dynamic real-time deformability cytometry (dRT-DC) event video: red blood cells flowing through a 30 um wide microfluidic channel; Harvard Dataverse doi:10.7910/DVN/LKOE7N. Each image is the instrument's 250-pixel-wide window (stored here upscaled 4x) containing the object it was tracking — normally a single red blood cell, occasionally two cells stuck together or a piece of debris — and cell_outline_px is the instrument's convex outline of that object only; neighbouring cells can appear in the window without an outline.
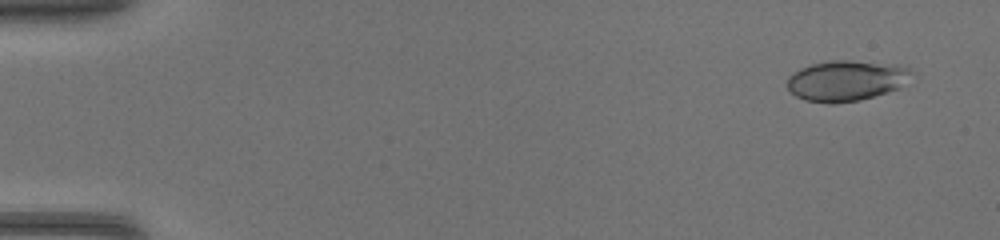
{"species": "common noctule bat (a hibernating species)", "species_latin": "Nyctalus noctula", "temperature_condition": "warm", "stored_images_in_passage": 47, "segment_of_instrument_passage": [1, 2], "camera_frame_rate_fps": 3000, "um_per_image_px": 0.085, "animal": {"sex": "female", "body_mass_g": 17.0, "forearm_length_mm": 48.0}, "frame": {"image": 1, "passage_image": 3, "time_ms": 0.667, "image_size_px": [1000, 240], "cell_outline_px": [[912, 72], [896, 88], [860, 100], [832, 104], [828, 104], [804, 100], [796, 96], [788, 88], [788, 76], [792, 72], [800, 68], [812, 64], [828, 60], [848, 60], [896, 64], [908, 68]], "centroid_in_image_um": [71.83, 6.84], "position_along_channel_um": 13.2, "area_um2": 29.02}}
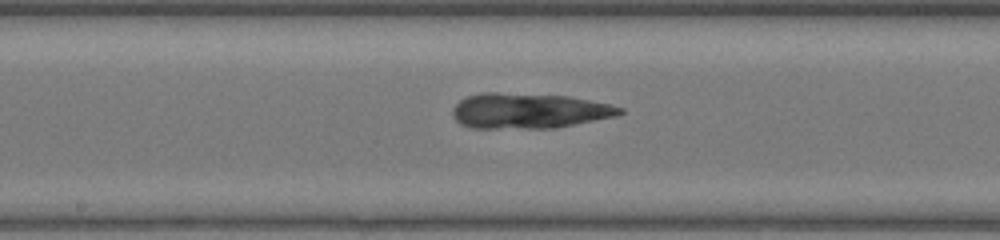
{"frame": {"image": 2, "passage_image": 25, "time_ms": 8.0, "image_size_px": [1000, 240], "cell_outline_px": [[624, 112], [616, 116], [556, 128], [472, 128], [460, 124], [452, 116], [452, 108], [460, 100], [468, 96], [480, 92], [496, 92], [568, 96], [608, 104], [624, 108]], "centroid_in_image_um": [44.92, 9.42], "position_along_channel_um": 203.3, "area_um2": 34.51}}
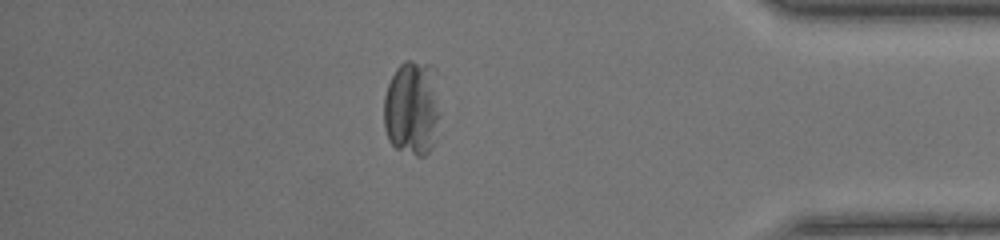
{"frame": {"image": 3, "passage_image": 40, "time_ms": 13.0, "image_size_px": [1000, 240], "cell_outline_px": [[440, 116], [432, 148], [424, 156], [416, 156], [396, 148], [388, 140], [384, 128], [384, 96], [388, 84], [396, 68], [404, 60], [412, 60], [432, 64], [436, 68], [440, 112]], "centroid_in_image_um": [35.05, 9.14], "position_along_channel_um": 400.1, "area_um2": 31.96}}